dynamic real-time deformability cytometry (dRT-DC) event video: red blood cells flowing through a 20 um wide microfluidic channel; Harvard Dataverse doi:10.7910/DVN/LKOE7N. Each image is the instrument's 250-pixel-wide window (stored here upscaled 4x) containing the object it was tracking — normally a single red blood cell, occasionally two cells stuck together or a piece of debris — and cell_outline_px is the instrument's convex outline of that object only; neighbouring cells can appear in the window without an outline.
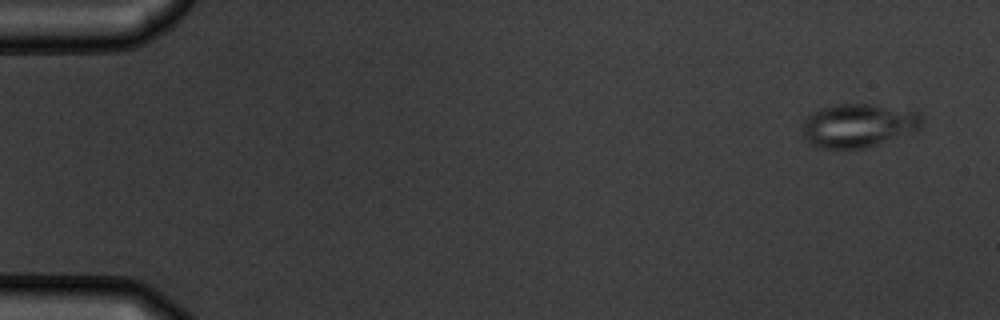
{"species": "common noctule bat (a hibernating species)", "species_latin": "Nyctalus noctula", "temperature_condition": "warm", "stored_images_in_passage": 7, "camera_frame_rate_fps": 3000, "um_per_image_px": 0.085, "animal": {"sex": "male", "body_mass_g": 19.5, "forearm_length_mm": 54.6}, "frame": {"image": 1, "passage_image": 1, "time_ms": 0.0, "image_size_px": [1000, 320], "cell_outline_px": [[920, 128], [916, 132], [864, 148], [820, 148], [812, 144], [804, 136], [804, 120], [812, 112], [820, 108], [836, 104], [872, 104], [916, 112], [920, 116]], "centroid_in_image_um": [72.95, 10.67], "position_along_channel_um": 12.0, "area_um2": 29.94}}